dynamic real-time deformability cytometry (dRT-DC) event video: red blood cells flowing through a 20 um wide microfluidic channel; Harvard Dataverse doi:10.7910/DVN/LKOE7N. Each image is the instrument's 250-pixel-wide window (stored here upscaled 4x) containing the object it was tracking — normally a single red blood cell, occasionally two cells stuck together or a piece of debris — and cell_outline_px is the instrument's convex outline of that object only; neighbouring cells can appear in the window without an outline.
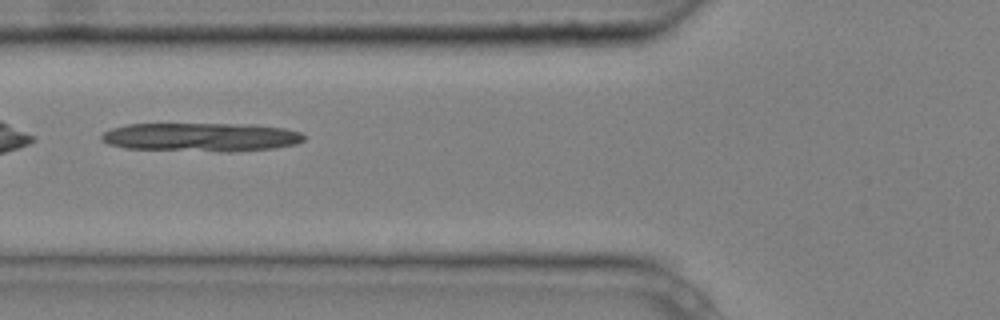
{"species": "common noctule bat (a hibernating species)", "species_latin": "Nyctalus noctula", "temperature_condition": "cold", "stored_images_in_passage": 8, "camera_frame_rate_fps": 3000, "um_per_image_px": 0.085, "animal": {"sex": "male", "body_mass_g": 20.4}, "frame": {"image": 1, "passage_image": 5, "time_ms": 1.333, "image_size_px": [1000, 320], "cell_outline_px": [[304, 140], [296, 144], [272, 148], [236, 152], [220, 152], [124, 148], [108, 144], [100, 140], [100, 136], [104, 132], [112, 128], [128, 124], [256, 124], [284, 128], [300, 132], [304, 136]], "centroid_in_image_um": [17.09, 11.66], "position_along_channel_um": 108.7, "area_um2": 34.22}}
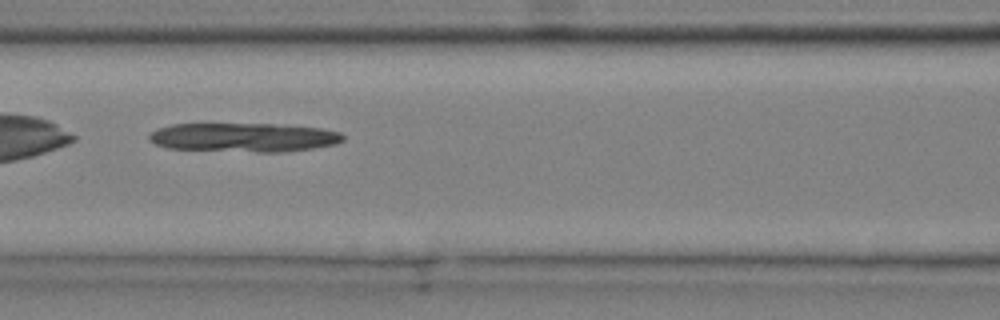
{"frame": {"image": 2, "passage_image": 6, "time_ms": 1.667, "image_size_px": [1000, 320], "cell_outline_px": [[344, 140], [336, 144], [312, 148], [284, 152], [256, 152], [168, 148], [156, 144], [148, 140], [148, 136], [156, 128], [172, 124], [272, 124], [320, 128], [340, 132], [344, 136]], "centroid_in_image_um": [20.71, 11.68], "position_along_channel_um": 145.9, "area_um2": 32.71}}